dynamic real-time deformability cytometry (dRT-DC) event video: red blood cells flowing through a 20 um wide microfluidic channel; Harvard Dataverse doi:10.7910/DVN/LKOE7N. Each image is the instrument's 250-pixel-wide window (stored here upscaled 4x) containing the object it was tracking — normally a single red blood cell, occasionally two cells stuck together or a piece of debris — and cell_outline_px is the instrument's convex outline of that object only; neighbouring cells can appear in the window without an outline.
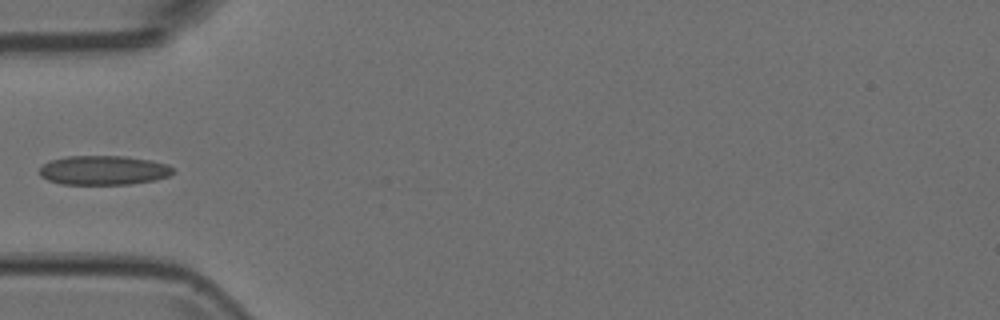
{"species": "Egyptian fruit bat (a non-hibernating species)", "species_latin": "Rousettus aegyptiacus", "temperature_condition": "room temperature", "stored_images_in_passage": 6, "camera_frame_rate_fps": 3000, "um_per_image_px": 0.085, "animal": {"sex": "female"}, "frame": {"image": 1, "passage_image": 6, "time_ms": 1.667, "image_size_px": [1000, 320], "cell_outline_px": [[176, 172], [168, 176], [156, 180], [132, 184], [60, 184], [48, 180], [40, 176], [40, 168], [44, 164], [52, 160], [68, 156], [124, 156], [152, 160], [168, 164], [176, 168]], "centroid_in_image_um": [8.87, 14.47], "position_along_channel_um": 76.1, "area_um2": 23.0}}